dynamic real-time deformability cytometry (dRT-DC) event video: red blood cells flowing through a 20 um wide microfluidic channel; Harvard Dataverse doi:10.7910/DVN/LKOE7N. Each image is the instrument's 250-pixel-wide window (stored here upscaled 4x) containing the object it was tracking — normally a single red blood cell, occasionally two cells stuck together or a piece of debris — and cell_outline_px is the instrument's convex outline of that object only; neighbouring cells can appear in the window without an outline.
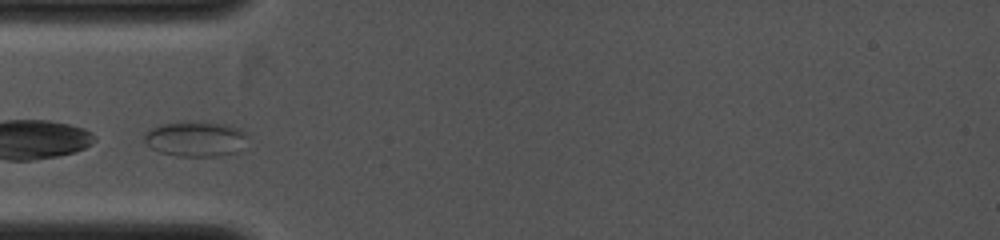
{"species": "common noctule bat (a hibernating species)", "species_latin": "Nyctalus noctula", "temperature_condition": "cold", "stored_images_in_passage": 6, "camera_frame_rate_fps": 4000, "um_per_image_px": 0.085, "animal": {"sex": "female", "body_mass_g": 19.0, "forearm_length_mm": 53.3}, "frame": {"image": 1, "passage_image": 1, "time_ms": 0.0, "image_size_px": [1000, 240], "cell_outline_px": [[244, 136], [232, 152], [216, 156], [180, 156], [160, 152], [152, 148], [144, 140], [144, 132], [148, 128], [160, 124], [180, 120], [204, 120], [228, 124], [240, 128], [244, 132]], "centroid_in_image_um": [16.48, 11.73], "position_along_channel_um": 68.5, "area_um2": 21.15}}
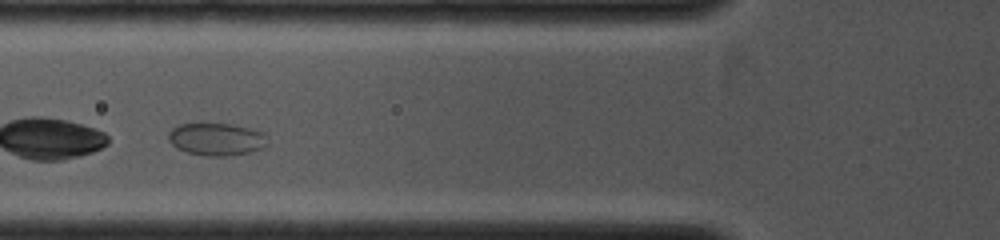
{"frame": {"image": 2, "passage_image": 2, "time_ms": 0.75, "image_size_px": [1000, 240], "cell_outline_px": [[268, 144], [260, 148], [248, 152], [224, 156], [208, 156], [188, 152], [172, 144], [168, 140], [168, 132], [172, 128], [180, 124], [196, 120], [232, 124], [264, 132]], "centroid_in_image_um": [18.35, 11.77], "position_along_channel_um": 107.5, "area_um2": 19.19}}